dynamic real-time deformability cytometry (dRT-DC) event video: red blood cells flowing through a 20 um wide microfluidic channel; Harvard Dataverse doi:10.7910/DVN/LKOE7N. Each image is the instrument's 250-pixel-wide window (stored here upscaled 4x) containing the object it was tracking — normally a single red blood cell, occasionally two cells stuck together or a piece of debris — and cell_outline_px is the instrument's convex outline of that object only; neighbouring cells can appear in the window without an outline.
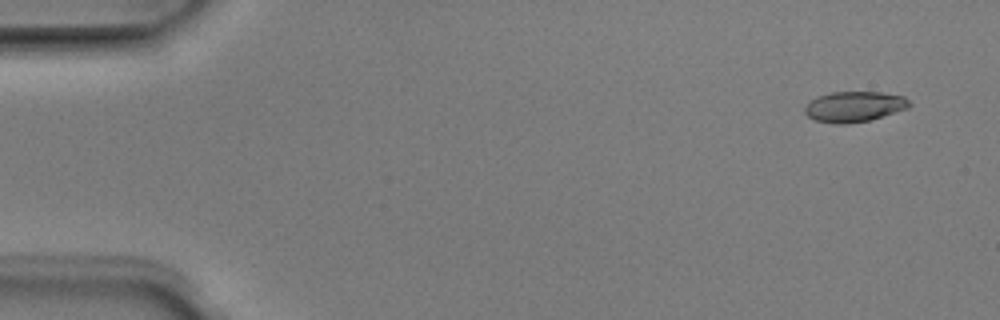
{"species": "Egyptian fruit bat (a non-hibernating species)", "species_latin": "Rousettus aegyptiacus", "temperature_condition": "room temperature", "stored_images_in_passage": 6, "camera_frame_rate_fps": 3000, "um_per_image_px": 0.085, "animal": {"sex": "male"}, "frame": {"image": 1, "passage_image": 1, "time_ms": 0.0, "image_size_px": [1000, 320], "cell_outline_px": [[912, 104], [908, 108], [868, 120], [844, 124], [836, 124], [816, 120], [808, 116], [804, 112], [804, 108], [812, 100], [820, 96], [832, 92], [880, 92], [904, 96]], "centroid_in_image_um": [72.62, 9.06], "position_along_channel_um": 12.4, "area_um2": 18.26}}
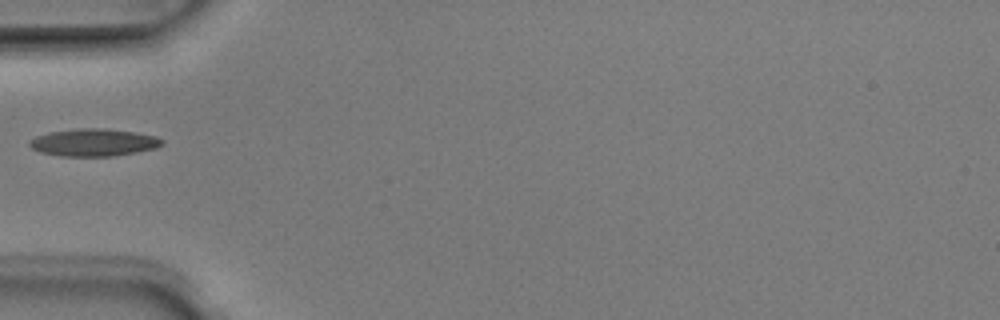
{"frame": {"image": 2, "passage_image": 5, "time_ms": 1.333, "image_size_px": [1000, 320], "cell_outline_px": [[164, 144], [156, 148], [136, 152], [112, 156], [60, 156], [40, 152], [32, 148], [28, 144], [28, 140], [36, 136], [48, 132], [76, 128], [108, 128], [136, 132], [156, 136], [164, 140]], "centroid_in_image_um": [7.96, 12.1], "position_along_channel_um": 77.0, "area_um2": 21.44}}
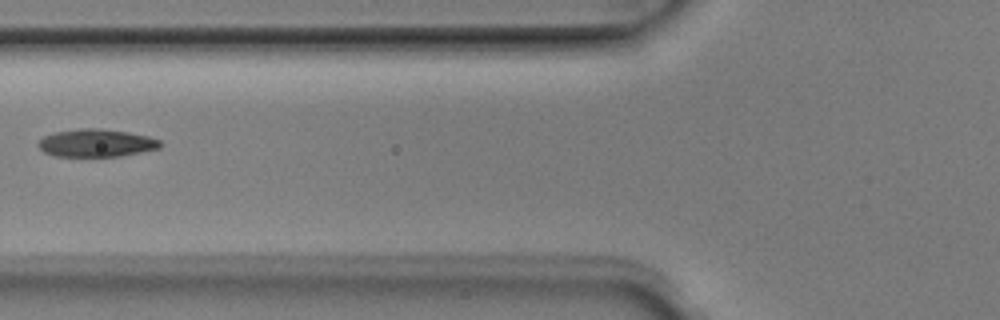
{"frame": {"image": 3, "passage_image": 6, "time_ms": 1.667, "image_size_px": [1000, 320], "cell_outline_px": [[164, 144], [160, 148], [120, 156], [52, 156], [44, 152], [36, 144], [44, 136], [52, 132], [80, 128], [100, 128], [128, 132], [148, 136], [160, 140]], "centroid_in_image_um": [8.18, 12.15], "position_along_channel_um": 117.6, "area_um2": 19.88}}